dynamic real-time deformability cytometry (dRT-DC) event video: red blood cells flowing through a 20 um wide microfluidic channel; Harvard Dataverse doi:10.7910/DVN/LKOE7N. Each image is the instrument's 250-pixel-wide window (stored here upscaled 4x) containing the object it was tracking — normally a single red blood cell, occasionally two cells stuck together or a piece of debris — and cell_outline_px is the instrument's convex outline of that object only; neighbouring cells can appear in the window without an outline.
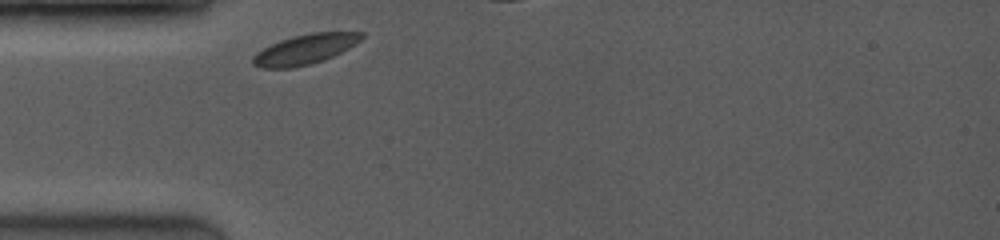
{"species": "common noctule bat (a hibernating species)", "species_latin": "Nyctalus noctula", "temperature_condition": "room temperature", "stored_images_in_passage": 15, "camera_frame_rate_fps": 3500, "um_per_image_px": 0.085, "animal": {"sex": "female", "body_mass_g": 19.0, "forearm_length_mm": 53.3}, "frame": {"image": 1, "passage_image": 1, "time_ms": 0.0, "image_size_px": [1000, 240], "cell_outline_px": [[364, 36], [356, 44], [324, 60], [292, 68], [260, 68], [252, 64], [252, 56], [256, 52], [280, 40], [292, 36], [312, 32], [364, 32]], "centroid_in_image_um": [25.9, 4.19], "position_along_channel_um": 59.1, "area_um2": 18.9}}